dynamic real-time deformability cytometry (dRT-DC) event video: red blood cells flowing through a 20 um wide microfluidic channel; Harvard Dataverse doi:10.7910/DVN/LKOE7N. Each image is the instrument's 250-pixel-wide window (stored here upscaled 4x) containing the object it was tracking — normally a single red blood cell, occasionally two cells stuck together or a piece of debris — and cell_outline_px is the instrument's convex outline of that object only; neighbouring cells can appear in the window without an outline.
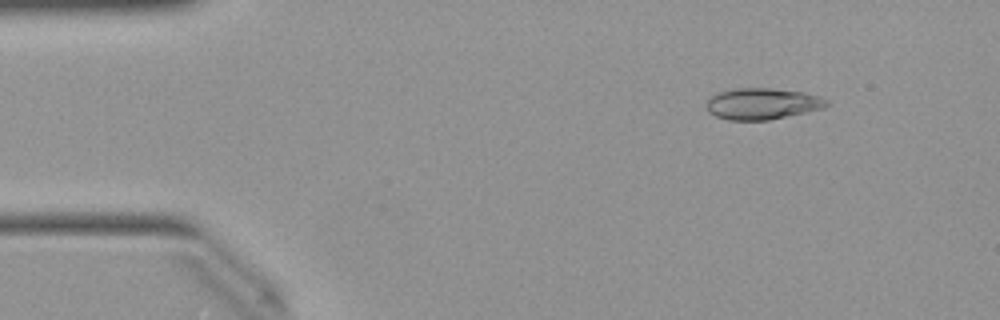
{"species": "Egyptian fruit bat (a non-hibernating species)", "species_latin": "Rousettus aegyptiacus", "temperature_condition": "warm", "stored_images_in_passage": 29, "camera_frame_rate_fps": 3000, "um_per_image_px": 0.085, "animal": {"sex": "female"}, "frame": {"image": 1, "passage_image": 2, "time_ms": 0.333, "image_size_px": [1000, 320], "cell_outline_px": [[832, 104], [824, 108], [768, 120], [728, 120], [716, 116], [708, 112], [704, 104], [712, 96], [720, 92], [736, 88], [772, 88], [804, 92], [820, 96], [828, 100]], "centroid_in_image_um": [64.82, 8.82], "position_along_channel_um": 20.2, "area_um2": 22.08}}
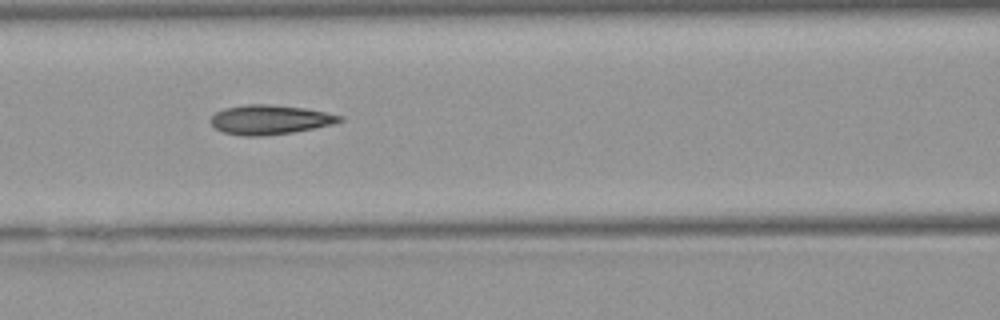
{"frame": {"image": 2, "passage_image": 17, "time_ms": 5.333, "image_size_px": [1000, 320], "cell_outline_px": [[344, 120], [332, 124], [292, 132], [264, 136], [240, 136], [224, 132], [216, 128], [208, 120], [216, 112], [224, 108], [248, 104], [268, 104], [304, 108], [344, 116]], "centroid_in_image_um": [22.91, 10.17], "position_along_channel_um": 143.7, "area_um2": 22.02}}
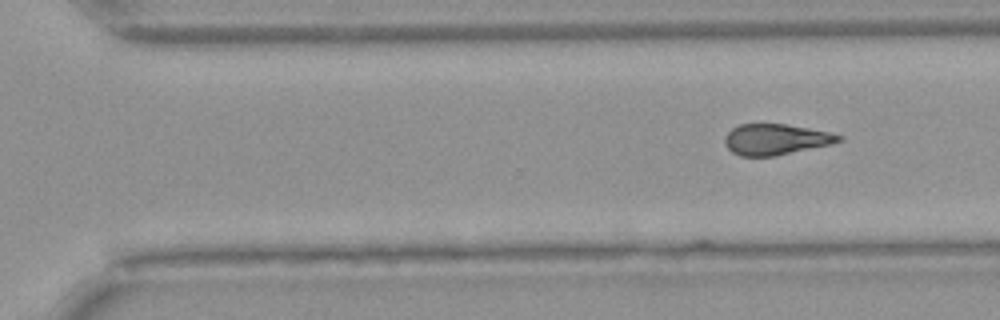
{"frame": {"image": 3, "passage_image": 29, "time_ms": 9.333, "image_size_px": [1000, 320], "cell_outline_px": [[844, 140], [832, 144], [776, 156], [740, 156], [732, 152], [724, 144], [724, 136], [732, 128], [740, 124], [784, 124], [828, 132], [844, 136]], "centroid_in_image_um": [65.93, 11.86], "position_along_channel_um": 304.7, "area_um2": 20.52}}